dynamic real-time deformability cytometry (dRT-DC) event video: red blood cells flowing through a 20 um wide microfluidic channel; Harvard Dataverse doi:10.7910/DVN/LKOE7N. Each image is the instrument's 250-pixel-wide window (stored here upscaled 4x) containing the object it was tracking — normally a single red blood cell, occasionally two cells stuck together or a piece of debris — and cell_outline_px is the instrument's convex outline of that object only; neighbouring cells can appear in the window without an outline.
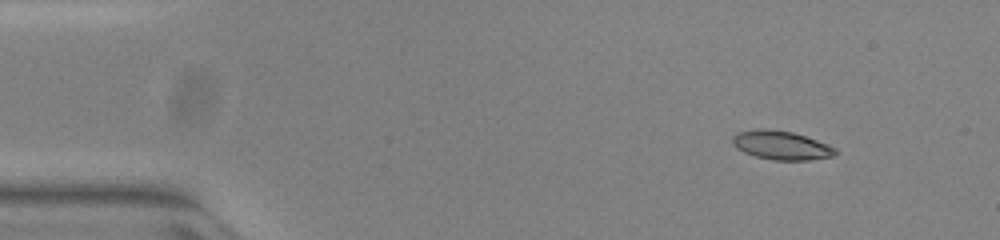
{"species": "common noctule bat (a hibernating species)", "species_latin": "Nyctalus noctula", "temperature_condition": "warm", "stored_images_in_passage": 51, "camera_frame_rate_fps": 3000, "um_per_image_px": 0.085, "animal": {"sex": "female", "body_mass_g": 23.0, "forearm_length_mm": 53.4}, "frame": {"image": 1, "passage_image": 5, "time_ms": 1.333, "image_size_px": [1000, 240], "cell_outline_px": [[840, 152], [836, 156], [808, 160], [772, 160], [756, 156], [744, 152], [736, 148], [732, 144], [732, 136], [736, 132], [760, 128], [768, 128], [792, 132], [828, 144], [836, 148]], "centroid_in_image_um": [66.41, 12.35], "position_along_channel_um": 18.6, "area_um2": 17.51}}
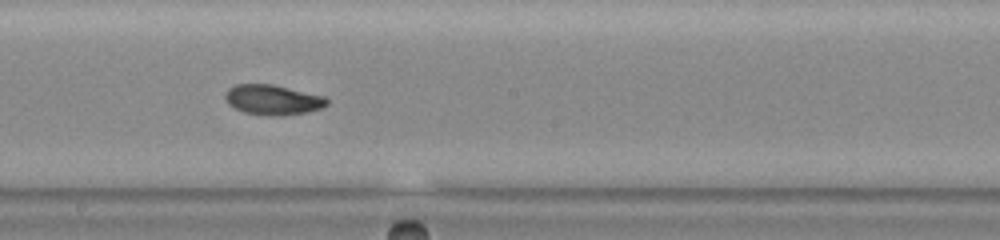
{"frame": {"image": 2, "passage_image": 28, "time_ms": 9.0, "image_size_px": [1000, 240], "cell_outline_px": [[328, 104], [320, 108], [308, 112], [276, 116], [272, 116], [244, 112], [228, 104], [224, 96], [224, 92], [228, 88], [236, 84], [272, 84], [324, 96], [328, 100]], "centroid_in_image_um": [23.16, 8.47], "position_along_channel_um": 225.0, "area_um2": 17.74}}
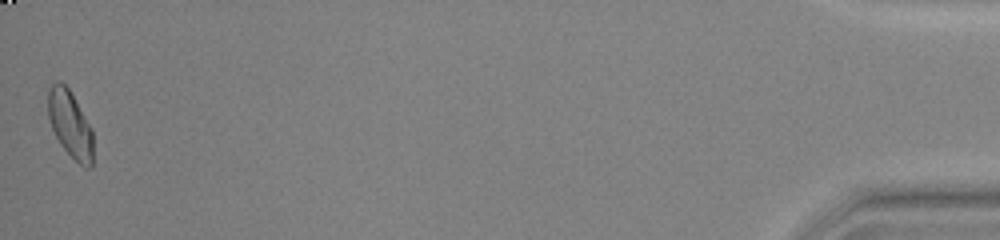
{"frame": {"image": 3, "passage_image": 51, "time_ms": 16.667, "image_size_px": [1000, 240], "cell_outline_px": [[92, 168], [88, 168], [80, 164], [60, 144], [52, 128], [48, 116], [48, 88], [56, 80], [60, 80], [68, 88], [92, 128]], "centroid_in_image_um": [5.95, 10.52], "position_along_channel_um": 429.3, "area_um2": 17.34}, "authors_computed_cell_mechanics": {"area_um2": 17.4556, "velocity_mm_per_s": 3.9404, "shape_relaxation_time_tau1_ms": 6.8512, "shape_relaxation_time_tau2_ms": 1.6444, "deformation_change_tau1": 0.1512, "deformation_change_tau2": 0.0551}}